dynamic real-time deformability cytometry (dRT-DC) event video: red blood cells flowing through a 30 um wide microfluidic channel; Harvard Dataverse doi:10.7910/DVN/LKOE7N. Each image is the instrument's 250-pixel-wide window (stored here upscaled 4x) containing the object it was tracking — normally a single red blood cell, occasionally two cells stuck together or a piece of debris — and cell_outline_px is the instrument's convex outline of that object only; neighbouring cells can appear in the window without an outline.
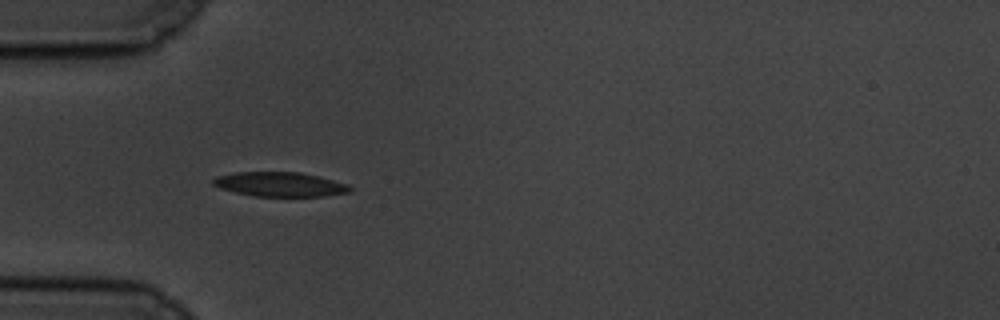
{"species": "common noctule bat (a hibernating species)", "species_latin": "Nyctalus noctula", "temperature_condition": "cold", "stored_images_in_passage": 41, "camera_frame_rate_fps": 3000, "um_per_image_px": 0.085, "animal": {"sex": "male", "body_mass_g": 19.5, "forearm_length_mm": 54.6}, "frame": {"image": 1, "passage_image": 1, "time_ms": 0.0, "image_size_px": [1000, 320], "cell_outline_px": [[352, 188], [348, 192], [328, 196], [252, 196], [220, 188], [212, 184], [212, 180], [216, 176], [236, 172], [300, 172], [320, 176], [348, 184]], "centroid_in_image_um": [23.8, 15.66], "position_along_channel_um": 61.2, "area_um2": 19.54}}
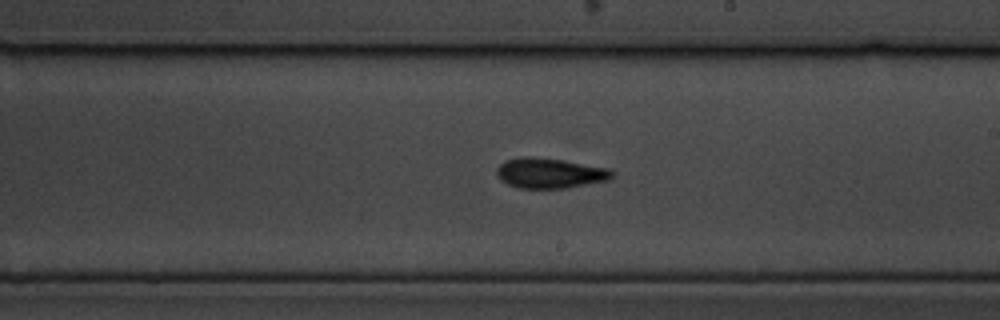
{"frame": {"image": 2, "passage_image": 17, "time_ms": 5.333, "image_size_px": [1000, 320], "cell_outline_px": [[612, 180], [568, 188], [516, 188], [500, 180], [496, 172], [496, 168], [504, 160], [520, 156], [532, 156], [560, 160], [608, 168], [612, 172]], "centroid_in_image_um": [46.7, 14.72], "position_along_channel_um": 242.3, "area_um2": 20.46}}
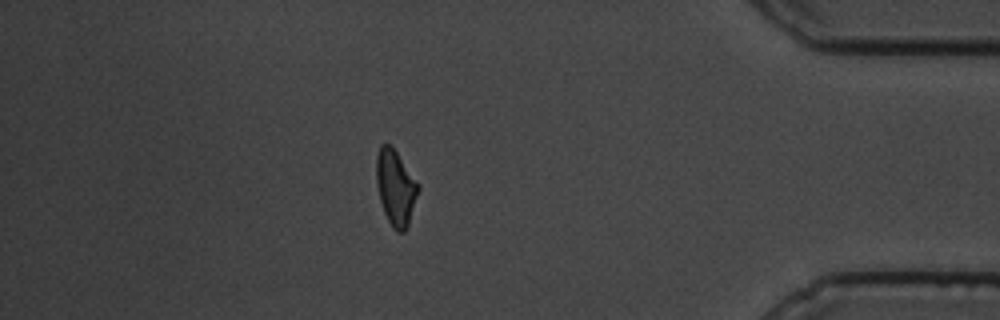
{"frame": {"image": 3, "passage_image": 34, "time_ms": 11.0, "image_size_px": [1000, 320], "cell_outline_px": [[420, 188], [408, 224], [404, 232], [396, 232], [392, 228], [384, 212], [380, 200], [376, 184], [376, 156], [380, 144], [392, 144], [420, 184]], "centroid_in_image_um": [33.63, 15.9], "position_along_channel_um": 401.6, "area_um2": 18.73}, "authors_computed_cell_mechanics": {"area_um2": 19.074, "velocity_mm_per_s": 3.4535, "shape_relaxation_time_tau1_ms": 5.61, "shape_relaxation_time_tau2_ms": 6.1301, "deformation_change_tau1": 0.1576, "deformation_change_tau2": 0.1323}}